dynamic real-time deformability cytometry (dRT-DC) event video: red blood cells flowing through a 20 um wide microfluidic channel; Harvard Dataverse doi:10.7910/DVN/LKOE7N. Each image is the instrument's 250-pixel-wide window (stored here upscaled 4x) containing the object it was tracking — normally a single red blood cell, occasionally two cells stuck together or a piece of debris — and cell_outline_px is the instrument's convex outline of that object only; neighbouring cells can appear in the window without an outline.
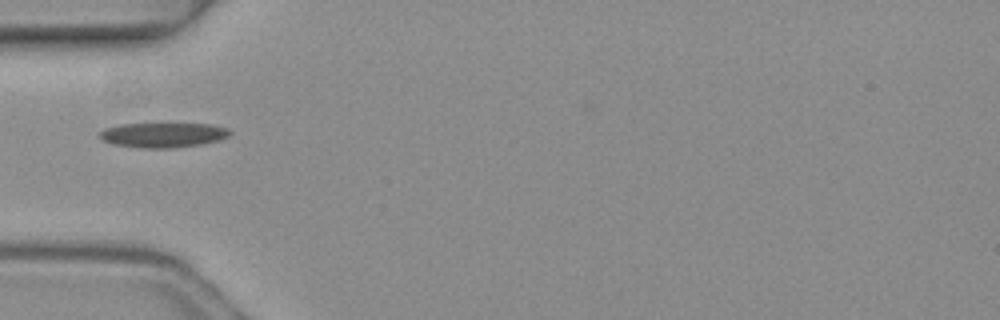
{"species": "common noctule bat (a hibernating species)", "species_latin": "Nyctalus noctula", "temperature_condition": "warm", "stored_images_in_passage": 6, "camera_frame_rate_fps": 3000, "um_per_image_px": 0.085, "animal": {"sex": "female", "body_mass_g": 19.3, "forearm_length_mm": 54.1}, "frame": {"image": 1, "passage_image": 5, "time_ms": 1.333, "image_size_px": [1000, 320], "cell_outline_px": [[232, 132], [228, 136], [220, 140], [200, 144], [172, 148], [140, 148], [112, 144], [104, 140], [100, 136], [100, 132], [104, 128], [120, 124], [208, 124], [228, 128]], "centroid_in_image_um": [13.86, 11.47], "position_along_channel_um": 71.1, "area_um2": 18.73}}
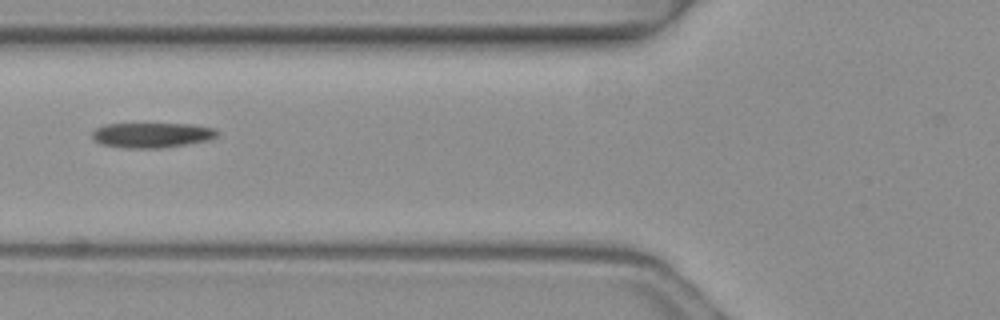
{"frame": {"image": 2, "passage_image": 6, "time_ms": 1.667, "image_size_px": [1000, 320], "cell_outline_px": [[216, 136], [208, 140], [160, 148], [124, 148], [100, 144], [92, 136], [92, 132], [96, 128], [104, 124], [192, 124], [216, 128]], "centroid_in_image_um": [12.88, 11.48], "position_along_channel_um": 112.9, "area_um2": 18.09}}